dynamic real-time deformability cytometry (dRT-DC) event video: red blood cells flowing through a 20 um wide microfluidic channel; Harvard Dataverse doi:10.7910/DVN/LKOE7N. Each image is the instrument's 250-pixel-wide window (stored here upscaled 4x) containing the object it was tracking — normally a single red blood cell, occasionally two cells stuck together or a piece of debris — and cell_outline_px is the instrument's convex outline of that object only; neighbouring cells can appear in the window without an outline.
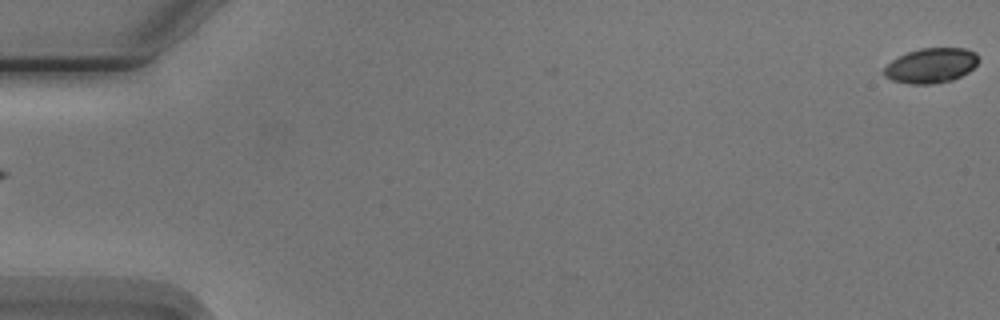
{"species": "Egyptian fruit bat (a non-hibernating species)", "species_latin": "Rousettus aegyptiacus", "temperature_condition": "cold", "stored_images_in_passage": 6, "segment_of_instrument_passage": [2, 2], "camera_frame_rate_fps": 3000, "um_per_image_px": 0.085, "animal": {"sex": "male"}, "frame": {"image": 1, "passage_image": 6, "time_ms": 5.667, "image_size_px": [1000, 320], "cell_outline_px": [[980, 60], [968, 72], [952, 80], [932, 84], [908, 84], [892, 80], [884, 76], [884, 68], [892, 60], [908, 52], [920, 48], [964, 48], [976, 52]], "centroid_in_image_um": [79.15, 5.57], "position_along_channel_um": 5.9, "area_um2": 19.19}}